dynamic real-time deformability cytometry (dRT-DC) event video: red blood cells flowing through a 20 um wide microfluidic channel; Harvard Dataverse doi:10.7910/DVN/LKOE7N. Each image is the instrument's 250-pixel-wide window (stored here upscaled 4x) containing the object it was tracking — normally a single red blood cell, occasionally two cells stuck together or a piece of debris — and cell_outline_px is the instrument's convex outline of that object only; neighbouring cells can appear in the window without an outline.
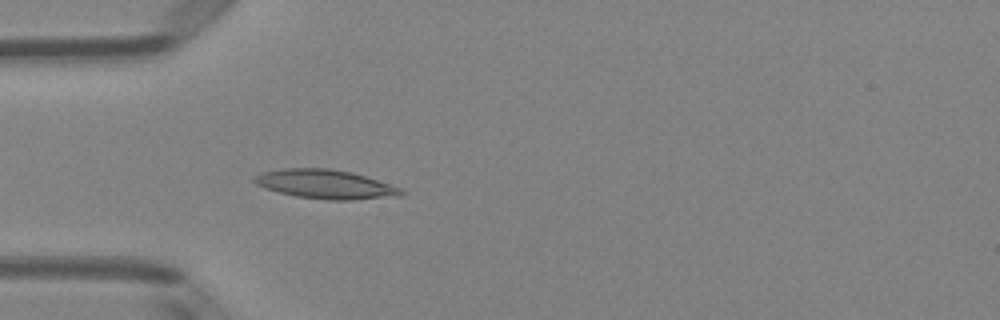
{"species": "Egyptian fruit bat (a non-hibernating species)", "species_latin": "Rousettus aegyptiacus", "temperature_condition": "room temperature", "stored_images_in_passage": 49, "camera_frame_rate_fps": 3000, "um_per_image_px": 0.085, "animal": {"sex": "female"}, "frame": {"image": 1, "passage_image": 14, "time_ms": 4.333, "image_size_px": [1000, 320], "cell_outline_px": [[404, 192], [400, 196], [352, 200], [328, 200], [296, 196], [264, 188], [256, 184], [252, 180], [252, 176], [260, 172], [284, 168], [328, 168], [352, 172], [400, 188]], "centroid_in_image_um": [27.6, 15.65], "position_along_channel_um": 57.4, "area_um2": 24.8}}
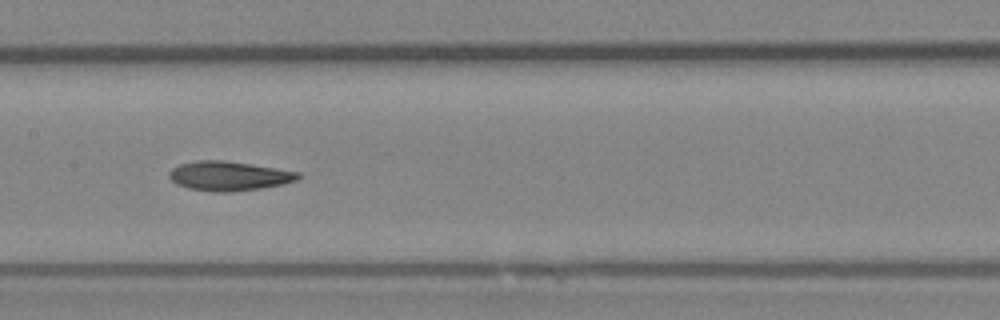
{"frame": {"image": 2, "passage_image": 24, "time_ms": 7.667, "image_size_px": [1000, 320], "cell_outline_px": [[300, 176], [296, 180], [280, 184], [260, 188], [228, 192], [216, 192], [188, 188], [176, 184], [168, 176], [168, 172], [172, 168], [180, 164], [196, 160], [224, 160], [252, 164], [300, 172]], "centroid_in_image_um": [19.41, 14.94], "position_along_channel_um": 188.0, "area_um2": 21.96}}
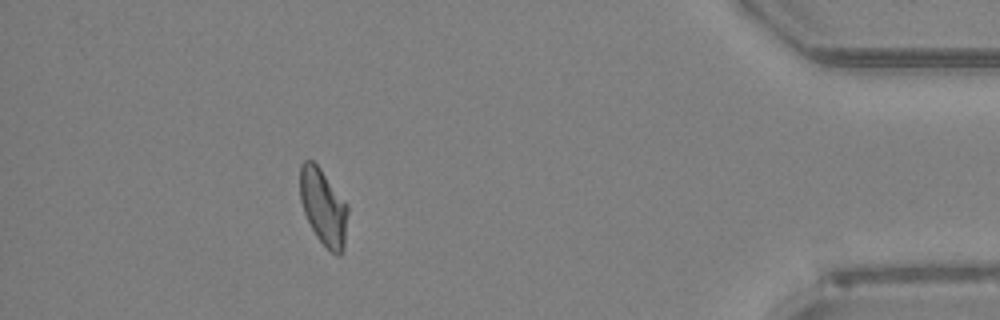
{"frame": {"image": 3, "passage_image": 44, "time_ms": 14.333, "image_size_px": [1000, 320], "cell_outline_px": [[348, 212], [344, 248], [340, 256], [336, 256], [316, 236], [304, 212], [300, 200], [300, 164], [304, 160], [312, 160], [320, 168], [348, 204]], "centroid_in_image_um": [27.5, 17.59], "position_along_channel_um": 407.7, "area_um2": 21.21}, "authors_computed_cell_mechanics": {"area_um2": 21.964, "velocity_mm_per_s": 4.0638, "shape_relaxation_time_tau1_ms": null, "shape_relaxation_time_tau2_ms": 3.6286, "deformation_change_tau1": null, "deformation_change_tau2": 0.1101}}